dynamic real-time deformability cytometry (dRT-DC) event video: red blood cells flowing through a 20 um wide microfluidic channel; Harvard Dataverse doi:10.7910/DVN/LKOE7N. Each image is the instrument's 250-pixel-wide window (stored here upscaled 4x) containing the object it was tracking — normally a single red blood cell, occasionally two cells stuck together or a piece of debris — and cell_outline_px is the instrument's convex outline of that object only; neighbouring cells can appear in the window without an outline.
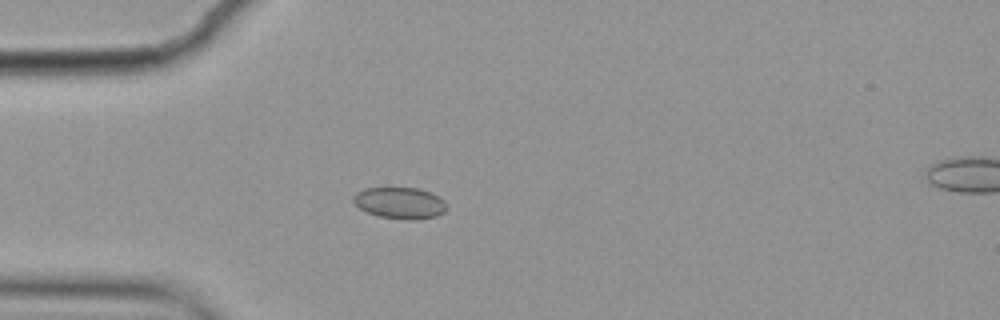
{"species": "common noctule bat (a hibernating species)", "species_latin": "Nyctalus noctula", "temperature_condition": "cold", "stored_images_in_passage": 3, "camera_frame_rate_fps": 3000, "um_per_image_px": 0.085, "animal": {"sex": "female", "body_mass_g": 19.9}, "frame": {"image": 1, "passage_image": 2, "time_ms": 0.333, "image_size_px": [1000, 320], "cell_outline_px": [[448, 208], [444, 212], [436, 216], [416, 220], [408, 220], [380, 216], [368, 212], [360, 208], [352, 200], [352, 196], [356, 192], [364, 188], [416, 188], [432, 192], [444, 200]], "centroid_in_image_um": [34.01, 17.25], "position_along_channel_um": 51.0, "area_um2": 17.17}}